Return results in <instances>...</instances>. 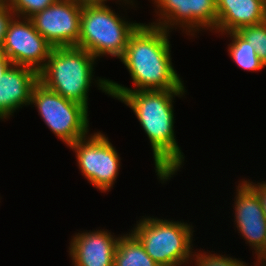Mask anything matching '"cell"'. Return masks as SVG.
<instances>
[{
  "label": "cell",
  "mask_w": 266,
  "mask_h": 266,
  "mask_svg": "<svg viewBox=\"0 0 266 266\" xmlns=\"http://www.w3.org/2000/svg\"><path fill=\"white\" fill-rule=\"evenodd\" d=\"M13 63L0 50V76H2Z\"/></svg>",
  "instance_id": "cb8c5ba5"
},
{
  "label": "cell",
  "mask_w": 266,
  "mask_h": 266,
  "mask_svg": "<svg viewBox=\"0 0 266 266\" xmlns=\"http://www.w3.org/2000/svg\"><path fill=\"white\" fill-rule=\"evenodd\" d=\"M53 46L35 29L30 18L15 16L5 34L1 52L14 64L40 72Z\"/></svg>",
  "instance_id": "9c48e42d"
},
{
  "label": "cell",
  "mask_w": 266,
  "mask_h": 266,
  "mask_svg": "<svg viewBox=\"0 0 266 266\" xmlns=\"http://www.w3.org/2000/svg\"><path fill=\"white\" fill-rule=\"evenodd\" d=\"M169 32L150 23H141L129 37L125 52L120 58L135 88L109 80V91L186 90L172 65Z\"/></svg>",
  "instance_id": "7a4b0ae2"
},
{
  "label": "cell",
  "mask_w": 266,
  "mask_h": 266,
  "mask_svg": "<svg viewBox=\"0 0 266 266\" xmlns=\"http://www.w3.org/2000/svg\"><path fill=\"white\" fill-rule=\"evenodd\" d=\"M15 16L16 14L8 4L4 0H0V48L3 45L9 24Z\"/></svg>",
  "instance_id": "ffe728a7"
},
{
  "label": "cell",
  "mask_w": 266,
  "mask_h": 266,
  "mask_svg": "<svg viewBox=\"0 0 266 266\" xmlns=\"http://www.w3.org/2000/svg\"><path fill=\"white\" fill-rule=\"evenodd\" d=\"M82 6L73 0H56L30 17L35 29L53 47H76Z\"/></svg>",
  "instance_id": "30bf717a"
},
{
  "label": "cell",
  "mask_w": 266,
  "mask_h": 266,
  "mask_svg": "<svg viewBox=\"0 0 266 266\" xmlns=\"http://www.w3.org/2000/svg\"><path fill=\"white\" fill-rule=\"evenodd\" d=\"M120 236L100 229L75 233L69 255L74 266H114V255Z\"/></svg>",
  "instance_id": "7c38bea8"
},
{
  "label": "cell",
  "mask_w": 266,
  "mask_h": 266,
  "mask_svg": "<svg viewBox=\"0 0 266 266\" xmlns=\"http://www.w3.org/2000/svg\"><path fill=\"white\" fill-rule=\"evenodd\" d=\"M38 82V72L14 64L0 76V120H7L16 110L30 105L32 90Z\"/></svg>",
  "instance_id": "4fadbf2b"
},
{
  "label": "cell",
  "mask_w": 266,
  "mask_h": 266,
  "mask_svg": "<svg viewBox=\"0 0 266 266\" xmlns=\"http://www.w3.org/2000/svg\"><path fill=\"white\" fill-rule=\"evenodd\" d=\"M33 104L52 133L67 146L89 134V114L84 105L64 98L40 82L32 90L30 105Z\"/></svg>",
  "instance_id": "8992f818"
},
{
  "label": "cell",
  "mask_w": 266,
  "mask_h": 266,
  "mask_svg": "<svg viewBox=\"0 0 266 266\" xmlns=\"http://www.w3.org/2000/svg\"><path fill=\"white\" fill-rule=\"evenodd\" d=\"M257 193V195L260 198V203L261 206L265 212V217H266V181L263 182H258L256 184V182L253 183V181L251 182L250 180H245Z\"/></svg>",
  "instance_id": "44dd1931"
},
{
  "label": "cell",
  "mask_w": 266,
  "mask_h": 266,
  "mask_svg": "<svg viewBox=\"0 0 266 266\" xmlns=\"http://www.w3.org/2000/svg\"><path fill=\"white\" fill-rule=\"evenodd\" d=\"M221 35H230L228 36L231 39L230 44H228V55L231 56V59L239 68L251 72L260 71L265 68L254 48L236 31H230Z\"/></svg>",
  "instance_id": "2e32d148"
},
{
  "label": "cell",
  "mask_w": 266,
  "mask_h": 266,
  "mask_svg": "<svg viewBox=\"0 0 266 266\" xmlns=\"http://www.w3.org/2000/svg\"><path fill=\"white\" fill-rule=\"evenodd\" d=\"M240 181L234 199V222L240 236L256 254L266 239L265 212L256 191L244 179Z\"/></svg>",
  "instance_id": "8fae6325"
},
{
  "label": "cell",
  "mask_w": 266,
  "mask_h": 266,
  "mask_svg": "<svg viewBox=\"0 0 266 266\" xmlns=\"http://www.w3.org/2000/svg\"><path fill=\"white\" fill-rule=\"evenodd\" d=\"M108 5L82 6L80 36L76 47L96 59L111 55L121 58L129 37L141 23L126 21Z\"/></svg>",
  "instance_id": "277c9868"
},
{
  "label": "cell",
  "mask_w": 266,
  "mask_h": 266,
  "mask_svg": "<svg viewBox=\"0 0 266 266\" xmlns=\"http://www.w3.org/2000/svg\"><path fill=\"white\" fill-rule=\"evenodd\" d=\"M152 2L157 8L156 16H159L156 22L151 23L152 25L170 32L175 26V30L181 27L185 34L191 37L204 29L213 31L216 28V0H152Z\"/></svg>",
  "instance_id": "ba28073f"
},
{
  "label": "cell",
  "mask_w": 266,
  "mask_h": 266,
  "mask_svg": "<svg viewBox=\"0 0 266 266\" xmlns=\"http://www.w3.org/2000/svg\"><path fill=\"white\" fill-rule=\"evenodd\" d=\"M69 147L76 153L78 167L88 182L101 193L109 192L119 174L121 158L108 137L97 131Z\"/></svg>",
  "instance_id": "52a82bcc"
},
{
  "label": "cell",
  "mask_w": 266,
  "mask_h": 266,
  "mask_svg": "<svg viewBox=\"0 0 266 266\" xmlns=\"http://www.w3.org/2000/svg\"><path fill=\"white\" fill-rule=\"evenodd\" d=\"M18 17L30 18L56 0H4Z\"/></svg>",
  "instance_id": "ac0fdd59"
},
{
  "label": "cell",
  "mask_w": 266,
  "mask_h": 266,
  "mask_svg": "<svg viewBox=\"0 0 266 266\" xmlns=\"http://www.w3.org/2000/svg\"><path fill=\"white\" fill-rule=\"evenodd\" d=\"M192 260L195 261V266H248L244 261L235 259L232 256L211 254L205 251L202 253L193 252Z\"/></svg>",
  "instance_id": "d6986e66"
},
{
  "label": "cell",
  "mask_w": 266,
  "mask_h": 266,
  "mask_svg": "<svg viewBox=\"0 0 266 266\" xmlns=\"http://www.w3.org/2000/svg\"><path fill=\"white\" fill-rule=\"evenodd\" d=\"M257 261L254 263V266H266V239L263 244V247L256 253Z\"/></svg>",
  "instance_id": "603a6c76"
},
{
  "label": "cell",
  "mask_w": 266,
  "mask_h": 266,
  "mask_svg": "<svg viewBox=\"0 0 266 266\" xmlns=\"http://www.w3.org/2000/svg\"><path fill=\"white\" fill-rule=\"evenodd\" d=\"M193 229L187 222L146 216L131 232L159 266H184L193 263Z\"/></svg>",
  "instance_id": "5b68a950"
},
{
  "label": "cell",
  "mask_w": 266,
  "mask_h": 266,
  "mask_svg": "<svg viewBox=\"0 0 266 266\" xmlns=\"http://www.w3.org/2000/svg\"><path fill=\"white\" fill-rule=\"evenodd\" d=\"M254 48L260 61L266 67V21L246 26L236 31Z\"/></svg>",
  "instance_id": "e0dca14e"
},
{
  "label": "cell",
  "mask_w": 266,
  "mask_h": 266,
  "mask_svg": "<svg viewBox=\"0 0 266 266\" xmlns=\"http://www.w3.org/2000/svg\"><path fill=\"white\" fill-rule=\"evenodd\" d=\"M73 1H75L77 4L81 6H85V5H106L108 0H73ZM119 1L123 2L122 4L125 3V5L130 4L132 5L133 8L134 0H119Z\"/></svg>",
  "instance_id": "7402d4cb"
},
{
  "label": "cell",
  "mask_w": 266,
  "mask_h": 266,
  "mask_svg": "<svg viewBox=\"0 0 266 266\" xmlns=\"http://www.w3.org/2000/svg\"><path fill=\"white\" fill-rule=\"evenodd\" d=\"M185 90H138L110 92L133 110L147 135L153 153L155 173L161 183L170 180L183 167L185 156L176 141L174 129L175 97H183Z\"/></svg>",
  "instance_id": "6da1fadb"
},
{
  "label": "cell",
  "mask_w": 266,
  "mask_h": 266,
  "mask_svg": "<svg viewBox=\"0 0 266 266\" xmlns=\"http://www.w3.org/2000/svg\"><path fill=\"white\" fill-rule=\"evenodd\" d=\"M114 266H159L145 251L143 244L130 231L120 235L114 255Z\"/></svg>",
  "instance_id": "9a60e30c"
},
{
  "label": "cell",
  "mask_w": 266,
  "mask_h": 266,
  "mask_svg": "<svg viewBox=\"0 0 266 266\" xmlns=\"http://www.w3.org/2000/svg\"><path fill=\"white\" fill-rule=\"evenodd\" d=\"M97 59L78 47H53L45 67L39 72V82L46 88L88 108V92L93 80L99 90L110 95L109 79L96 78Z\"/></svg>",
  "instance_id": "3957f363"
},
{
  "label": "cell",
  "mask_w": 266,
  "mask_h": 266,
  "mask_svg": "<svg viewBox=\"0 0 266 266\" xmlns=\"http://www.w3.org/2000/svg\"><path fill=\"white\" fill-rule=\"evenodd\" d=\"M216 11L212 32L225 34L266 21V0H216Z\"/></svg>",
  "instance_id": "5bb4252c"
}]
</instances>
